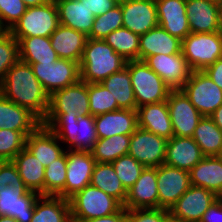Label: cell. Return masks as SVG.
Instances as JSON below:
<instances>
[{"label": "cell", "mask_w": 222, "mask_h": 222, "mask_svg": "<svg viewBox=\"0 0 222 222\" xmlns=\"http://www.w3.org/2000/svg\"><path fill=\"white\" fill-rule=\"evenodd\" d=\"M186 14L191 33L220 31L218 2L214 0H186Z\"/></svg>", "instance_id": "44dd1931"}, {"label": "cell", "mask_w": 222, "mask_h": 222, "mask_svg": "<svg viewBox=\"0 0 222 222\" xmlns=\"http://www.w3.org/2000/svg\"><path fill=\"white\" fill-rule=\"evenodd\" d=\"M204 156H220L222 153V131L209 116H203L192 135Z\"/></svg>", "instance_id": "d590c367"}, {"label": "cell", "mask_w": 222, "mask_h": 222, "mask_svg": "<svg viewBox=\"0 0 222 222\" xmlns=\"http://www.w3.org/2000/svg\"><path fill=\"white\" fill-rule=\"evenodd\" d=\"M41 124L54 132L59 141L69 144L70 150L91 152L98 139L92 115L45 117Z\"/></svg>", "instance_id": "3957f363"}, {"label": "cell", "mask_w": 222, "mask_h": 222, "mask_svg": "<svg viewBox=\"0 0 222 222\" xmlns=\"http://www.w3.org/2000/svg\"><path fill=\"white\" fill-rule=\"evenodd\" d=\"M123 27L121 5L95 17L93 28L88 36L91 39H104L111 32Z\"/></svg>", "instance_id": "b9f144b4"}, {"label": "cell", "mask_w": 222, "mask_h": 222, "mask_svg": "<svg viewBox=\"0 0 222 222\" xmlns=\"http://www.w3.org/2000/svg\"><path fill=\"white\" fill-rule=\"evenodd\" d=\"M90 184L114 197L124 205L127 198V190L115 173L112 163L96 162Z\"/></svg>", "instance_id": "e575fe53"}, {"label": "cell", "mask_w": 222, "mask_h": 222, "mask_svg": "<svg viewBox=\"0 0 222 222\" xmlns=\"http://www.w3.org/2000/svg\"><path fill=\"white\" fill-rule=\"evenodd\" d=\"M220 38H221V58H222V31H220Z\"/></svg>", "instance_id": "680465c9"}, {"label": "cell", "mask_w": 222, "mask_h": 222, "mask_svg": "<svg viewBox=\"0 0 222 222\" xmlns=\"http://www.w3.org/2000/svg\"><path fill=\"white\" fill-rule=\"evenodd\" d=\"M182 52V40L172 36L161 26L140 35L139 60L157 54H177Z\"/></svg>", "instance_id": "4316f807"}, {"label": "cell", "mask_w": 222, "mask_h": 222, "mask_svg": "<svg viewBox=\"0 0 222 222\" xmlns=\"http://www.w3.org/2000/svg\"><path fill=\"white\" fill-rule=\"evenodd\" d=\"M174 136L192 137L203 115L181 89L171 90L166 100Z\"/></svg>", "instance_id": "7c38bea8"}, {"label": "cell", "mask_w": 222, "mask_h": 222, "mask_svg": "<svg viewBox=\"0 0 222 222\" xmlns=\"http://www.w3.org/2000/svg\"><path fill=\"white\" fill-rule=\"evenodd\" d=\"M27 7H33V6H41L46 3H48L51 0H22Z\"/></svg>", "instance_id": "db71d44e"}, {"label": "cell", "mask_w": 222, "mask_h": 222, "mask_svg": "<svg viewBox=\"0 0 222 222\" xmlns=\"http://www.w3.org/2000/svg\"><path fill=\"white\" fill-rule=\"evenodd\" d=\"M0 222H18V221L10 216L0 215Z\"/></svg>", "instance_id": "11a10c76"}, {"label": "cell", "mask_w": 222, "mask_h": 222, "mask_svg": "<svg viewBox=\"0 0 222 222\" xmlns=\"http://www.w3.org/2000/svg\"><path fill=\"white\" fill-rule=\"evenodd\" d=\"M218 11H219L220 31H222V0L218 2Z\"/></svg>", "instance_id": "9f6ffc18"}, {"label": "cell", "mask_w": 222, "mask_h": 222, "mask_svg": "<svg viewBox=\"0 0 222 222\" xmlns=\"http://www.w3.org/2000/svg\"><path fill=\"white\" fill-rule=\"evenodd\" d=\"M29 64L34 75L49 95L81 80L80 65L72 60L58 59L54 63Z\"/></svg>", "instance_id": "9c48e42d"}, {"label": "cell", "mask_w": 222, "mask_h": 222, "mask_svg": "<svg viewBox=\"0 0 222 222\" xmlns=\"http://www.w3.org/2000/svg\"><path fill=\"white\" fill-rule=\"evenodd\" d=\"M38 196L27 187L0 188V215L10 216L18 222H30Z\"/></svg>", "instance_id": "ac0fdd59"}, {"label": "cell", "mask_w": 222, "mask_h": 222, "mask_svg": "<svg viewBox=\"0 0 222 222\" xmlns=\"http://www.w3.org/2000/svg\"><path fill=\"white\" fill-rule=\"evenodd\" d=\"M67 151L45 167L44 195L57 196L66 183Z\"/></svg>", "instance_id": "f35d334b"}, {"label": "cell", "mask_w": 222, "mask_h": 222, "mask_svg": "<svg viewBox=\"0 0 222 222\" xmlns=\"http://www.w3.org/2000/svg\"><path fill=\"white\" fill-rule=\"evenodd\" d=\"M126 61L139 60L140 35L121 27L103 39Z\"/></svg>", "instance_id": "74e56055"}, {"label": "cell", "mask_w": 222, "mask_h": 222, "mask_svg": "<svg viewBox=\"0 0 222 222\" xmlns=\"http://www.w3.org/2000/svg\"><path fill=\"white\" fill-rule=\"evenodd\" d=\"M90 115L97 116L120 109L117 101L101 83H88Z\"/></svg>", "instance_id": "ab89813d"}, {"label": "cell", "mask_w": 222, "mask_h": 222, "mask_svg": "<svg viewBox=\"0 0 222 222\" xmlns=\"http://www.w3.org/2000/svg\"><path fill=\"white\" fill-rule=\"evenodd\" d=\"M131 135H114L98 138L91 154L96 162L112 163L121 156L128 155Z\"/></svg>", "instance_id": "8d00e7d4"}, {"label": "cell", "mask_w": 222, "mask_h": 222, "mask_svg": "<svg viewBox=\"0 0 222 222\" xmlns=\"http://www.w3.org/2000/svg\"><path fill=\"white\" fill-rule=\"evenodd\" d=\"M0 94L15 104L27 108L41 122L49 109V94L34 75L29 63L18 60L0 83Z\"/></svg>", "instance_id": "6da1fadb"}, {"label": "cell", "mask_w": 222, "mask_h": 222, "mask_svg": "<svg viewBox=\"0 0 222 222\" xmlns=\"http://www.w3.org/2000/svg\"><path fill=\"white\" fill-rule=\"evenodd\" d=\"M167 141L138 127L131 134L128 155L145 167H158L164 164Z\"/></svg>", "instance_id": "8fae6325"}, {"label": "cell", "mask_w": 222, "mask_h": 222, "mask_svg": "<svg viewBox=\"0 0 222 222\" xmlns=\"http://www.w3.org/2000/svg\"><path fill=\"white\" fill-rule=\"evenodd\" d=\"M190 186L188 171L166 164L157 167L159 208L170 210Z\"/></svg>", "instance_id": "5bb4252c"}, {"label": "cell", "mask_w": 222, "mask_h": 222, "mask_svg": "<svg viewBox=\"0 0 222 222\" xmlns=\"http://www.w3.org/2000/svg\"><path fill=\"white\" fill-rule=\"evenodd\" d=\"M59 23L89 36L95 16L80 0H55Z\"/></svg>", "instance_id": "f1b7e54d"}, {"label": "cell", "mask_w": 222, "mask_h": 222, "mask_svg": "<svg viewBox=\"0 0 222 222\" xmlns=\"http://www.w3.org/2000/svg\"><path fill=\"white\" fill-rule=\"evenodd\" d=\"M182 54L192 71H203L221 58L220 31L188 34L182 40Z\"/></svg>", "instance_id": "52a82bcc"}, {"label": "cell", "mask_w": 222, "mask_h": 222, "mask_svg": "<svg viewBox=\"0 0 222 222\" xmlns=\"http://www.w3.org/2000/svg\"><path fill=\"white\" fill-rule=\"evenodd\" d=\"M218 198L208 189L191 185L171 207L169 213L185 222H200L203 214Z\"/></svg>", "instance_id": "2e32d148"}, {"label": "cell", "mask_w": 222, "mask_h": 222, "mask_svg": "<svg viewBox=\"0 0 222 222\" xmlns=\"http://www.w3.org/2000/svg\"><path fill=\"white\" fill-rule=\"evenodd\" d=\"M172 89H181L192 72L182 52L177 54H157L143 60Z\"/></svg>", "instance_id": "9a60e30c"}, {"label": "cell", "mask_w": 222, "mask_h": 222, "mask_svg": "<svg viewBox=\"0 0 222 222\" xmlns=\"http://www.w3.org/2000/svg\"><path fill=\"white\" fill-rule=\"evenodd\" d=\"M49 38L59 59H68L80 63L88 36L59 24Z\"/></svg>", "instance_id": "484cf974"}, {"label": "cell", "mask_w": 222, "mask_h": 222, "mask_svg": "<svg viewBox=\"0 0 222 222\" xmlns=\"http://www.w3.org/2000/svg\"><path fill=\"white\" fill-rule=\"evenodd\" d=\"M30 222H72L69 200L60 196L39 195Z\"/></svg>", "instance_id": "1f68e13d"}, {"label": "cell", "mask_w": 222, "mask_h": 222, "mask_svg": "<svg viewBox=\"0 0 222 222\" xmlns=\"http://www.w3.org/2000/svg\"><path fill=\"white\" fill-rule=\"evenodd\" d=\"M126 209L159 208L157 167H145L136 183L127 190Z\"/></svg>", "instance_id": "d6986e66"}, {"label": "cell", "mask_w": 222, "mask_h": 222, "mask_svg": "<svg viewBox=\"0 0 222 222\" xmlns=\"http://www.w3.org/2000/svg\"><path fill=\"white\" fill-rule=\"evenodd\" d=\"M138 127L167 140L174 136L166 101L137 107Z\"/></svg>", "instance_id": "cb8c5ba5"}, {"label": "cell", "mask_w": 222, "mask_h": 222, "mask_svg": "<svg viewBox=\"0 0 222 222\" xmlns=\"http://www.w3.org/2000/svg\"><path fill=\"white\" fill-rule=\"evenodd\" d=\"M58 141L54 132L40 124L27 136L25 147L46 167L66 152Z\"/></svg>", "instance_id": "d4e9b609"}, {"label": "cell", "mask_w": 222, "mask_h": 222, "mask_svg": "<svg viewBox=\"0 0 222 222\" xmlns=\"http://www.w3.org/2000/svg\"><path fill=\"white\" fill-rule=\"evenodd\" d=\"M165 222H185L179 218H176L174 216H172L171 214H169L167 217H166V220Z\"/></svg>", "instance_id": "6f0895ef"}, {"label": "cell", "mask_w": 222, "mask_h": 222, "mask_svg": "<svg viewBox=\"0 0 222 222\" xmlns=\"http://www.w3.org/2000/svg\"><path fill=\"white\" fill-rule=\"evenodd\" d=\"M137 107L166 101L172 90L144 61H127Z\"/></svg>", "instance_id": "277c9868"}, {"label": "cell", "mask_w": 222, "mask_h": 222, "mask_svg": "<svg viewBox=\"0 0 222 222\" xmlns=\"http://www.w3.org/2000/svg\"><path fill=\"white\" fill-rule=\"evenodd\" d=\"M169 214L162 208L127 209V222H165Z\"/></svg>", "instance_id": "bcb514c9"}, {"label": "cell", "mask_w": 222, "mask_h": 222, "mask_svg": "<svg viewBox=\"0 0 222 222\" xmlns=\"http://www.w3.org/2000/svg\"><path fill=\"white\" fill-rule=\"evenodd\" d=\"M212 81L222 89V58L217 59L213 64L203 70Z\"/></svg>", "instance_id": "816d5d0a"}, {"label": "cell", "mask_w": 222, "mask_h": 222, "mask_svg": "<svg viewBox=\"0 0 222 222\" xmlns=\"http://www.w3.org/2000/svg\"><path fill=\"white\" fill-rule=\"evenodd\" d=\"M181 90L203 116H210L222 104V89L204 71H192Z\"/></svg>", "instance_id": "30bf717a"}, {"label": "cell", "mask_w": 222, "mask_h": 222, "mask_svg": "<svg viewBox=\"0 0 222 222\" xmlns=\"http://www.w3.org/2000/svg\"><path fill=\"white\" fill-rule=\"evenodd\" d=\"M127 61L103 39L88 38L79 63L81 81L101 83L124 67Z\"/></svg>", "instance_id": "7a4b0ae2"}, {"label": "cell", "mask_w": 222, "mask_h": 222, "mask_svg": "<svg viewBox=\"0 0 222 222\" xmlns=\"http://www.w3.org/2000/svg\"><path fill=\"white\" fill-rule=\"evenodd\" d=\"M33 131L0 129V162L11 161L26 146V138Z\"/></svg>", "instance_id": "60d3db41"}, {"label": "cell", "mask_w": 222, "mask_h": 222, "mask_svg": "<svg viewBox=\"0 0 222 222\" xmlns=\"http://www.w3.org/2000/svg\"><path fill=\"white\" fill-rule=\"evenodd\" d=\"M123 27L138 35L158 26L157 6L154 0H122Z\"/></svg>", "instance_id": "e0dca14e"}, {"label": "cell", "mask_w": 222, "mask_h": 222, "mask_svg": "<svg viewBox=\"0 0 222 222\" xmlns=\"http://www.w3.org/2000/svg\"><path fill=\"white\" fill-rule=\"evenodd\" d=\"M95 164L96 160L91 152L67 149L65 188L57 196L69 200L89 185Z\"/></svg>", "instance_id": "4fadbf2b"}, {"label": "cell", "mask_w": 222, "mask_h": 222, "mask_svg": "<svg viewBox=\"0 0 222 222\" xmlns=\"http://www.w3.org/2000/svg\"><path fill=\"white\" fill-rule=\"evenodd\" d=\"M203 157L192 137L173 136L167 141L164 164L189 172Z\"/></svg>", "instance_id": "603a6c76"}, {"label": "cell", "mask_w": 222, "mask_h": 222, "mask_svg": "<svg viewBox=\"0 0 222 222\" xmlns=\"http://www.w3.org/2000/svg\"><path fill=\"white\" fill-rule=\"evenodd\" d=\"M41 121L27 108L21 107L0 94V129L34 131Z\"/></svg>", "instance_id": "f546056e"}, {"label": "cell", "mask_w": 222, "mask_h": 222, "mask_svg": "<svg viewBox=\"0 0 222 222\" xmlns=\"http://www.w3.org/2000/svg\"><path fill=\"white\" fill-rule=\"evenodd\" d=\"M71 220L100 218L117 213L123 205L91 184L69 199Z\"/></svg>", "instance_id": "5b68a950"}, {"label": "cell", "mask_w": 222, "mask_h": 222, "mask_svg": "<svg viewBox=\"0 0 222 222\" xmlns=\"http://www.w3.org/2000/svg\"><path fill=\"white\" fill-rule=\"evenodd\" d=\"M26 187L12 161L0 162V188Z\"/></svg>", "instance_id": "7dc6e473"}, {"label": "cell", "mask_w": 222, "mask_h": 222, "mask_svg": "<svg viewBox=\"0 0 222 222\" xmlns=\"http://www.w3.org/2000/svg\"><path fill=\"white\" fill-rule=\"evenodd\" d=\"M95 17L103 15L119 4L118 0H80Z\"/></svg>", "instance_id": "c3c4849f"}, {"label": "cell", "mask_w": 222, "mask_h": 222, "mask_svg": "<svg viewBox=\"0 0 222 222\" xmlns=\"http://www.w3.org/2000/svg\"><path fill=\"white\" fill-rule=\"evenodd\" d=\"M72 222H127V209L122 207L117 213L86 220H71Z\"/></svg>", "instance_id": "f907efd6"}, {"label": "cell", "mask_w": 222, "mask_h": 222, "mask_svg": "<svg viewBox=\"0 0 222 222\" xmlns=\"http://www.w3.org/2000/svg\"><path fill=\"white\" fill-rule=\"evenodd\" d=\"M55 0L41 6L27 7L26 12L9 30L14 38L50 37L59 25Z\"/></svg>", "instance_id": "8992f818"}, {"label": "cell", "mask_w": 222, "mask_h": 222, "mask_svg": "<svg viewBox=\"0 0 222 222\" xmlns=\"http://www.w3.org/2000/svg\"><path fill=\"white\" fill-rule=\"evenodd\" d=\"M19 45V59L26 63H54L59 59L49 37L15 38Z\"/></svg>", "instance_id": "d6a6232c"}, {"label": "cell", "mask_w": 222, "mask_h": 222, "mask_svg": "<svg viewBox=\"0 0 222 222\" xmlns=\"http://www.w3.org/2000/svg\"><path fill=\"white\" fill-rule=\"evenodd\" d=\"M112 165L114 167L115 173L126 190H128L136 183L145 168V166L137 162L130 155L119 157L114 162H112Z\"/></svg>", "instance_id": "ee69618b"}, {"label": "cell", "mask_w": 222, "mask_h": 222, "mask_svg": "<svg viewBox=\"0 0 222 222\" xmlns=\"http://www.w3.org/2000/svg\"><path fill=\"white\" fill-rule=\"evenodd\" d=\"M24 185L39 195H44L45 166L25 147L12 160Z\"/></svg>", "instance_id": "4dcf8cb0"}, {"label": "cell", "mask_w": 222, "mask_h": 222, "mask_svg": "<svg viewBox=\"0 0 222 222\" xmlns=\"http://www.w3.org/2000/svg\"><path fill=\"white\" fill-rule=\"evenodd\" d=\"M158 25L183 40L191 33L186 14V0H155Z\"/></svg>", "instance_id": "ffe728a7"}, {"label": "cell", "mask_w": 222, "mask_h": 222, "mask_svg": "<svg viewBox=\"0 0 222 222\" xmlns=\"http://www.w3.org/2000/svg\"><path fill=\"white\" fill-rule=\"evenodd\" d=\"M26 10L22 0H0V30L9 31Z\"/></svg>", "instance_id": "f6af8a7d"}, {"label": "cell", "mask_w": 222, "mask_h": 222, "mask_svg": "<svg viewBox=\"0 0 222 222\" xmlns=\"http://www.w3.org/2000/svg\"><path fill=\"white\" fill-rule=\"evenodd\" d=\"M19 60L18 41L9 31L0 30V83L7 71Z\"/></svg>", "instance_id": "7bdbcfd3"}, {"label": "cell", "mask_w": 222, "mask_h": 222, "mask_svg": "<svg viewBox=\"0 0 222 222\" xmlns=\"http://www.w3.org/2000/svg\"><path fill=\"white\" fill-rule=\"evenodd\" d=\"M90 115L88 83H78L54 91L49 96L46 117H79Z\"/></svg>", "instance_id": "ba28073f"}, {"label": "cell", "mask_w": 222, "mask_h": 222, "mask_svg": "<svg viewBox=\"0 0 222 222\" xmlns=\"http://www.w3.org/2000/svg\"><path fill=\"white\" fill-rule=\"evenodd\" d=\"M222 131V104L209 116Z\"/></svg>", "instance_id": "f5cc1de1"}, {"label": "cell", "mask_w": 222, "mask_h": 222, "mask_svg": "<svg viewBox=\"0 0 222 222\" xmlns=\"http://www.w3.org/2000/svg\"><path fill=\"white\" fill-rule=\"evenodd\" d=\"M98 138L131 135L138 128L137 111L118 109L94 117Z\"/></svg>", "instance_id": "7402d4cb"}, {"label": "cell", "mask_w": 222, "mask_h": 222, "mask_svg": "<svg viewBox=\"0 0 222 222\" xmlns=\"http://www.w3.org/2000/svg\"><path fill=\"white\" fill-rule=\"evenodd\" d=\"M200 222H222V198H218L211 204Z\"/></svg>", "instance_id": "681fc988"}, {"label": "cell", "mask_w": 222, "mask_h": 222, "mask_svg": "<svg viewBox=\"0 0 222 222\" xmlns=\"http://www.w3.org/2000/svg\"><path fill=\"white\" fill-rule=\"evenodd\" d=\"M191 185L203 187L222 198V158L204 156L190 171Z\"/></svg>", "instance_id": "83f0119b"}, {"label": "cell", "mask_w": 222, "mask_h": 222, "mask_svg": "<svg viewBox=\"0 0 222 222\" xmlns=\"http://www.w3.org/2000/svg\"><path fill=\"white\" fill-rule=\"evenodd\" d=\"M101 84L110 91L113 98L116 99L120 109H137L131 77L127 67L111 74L103 80Z\"/></svg>", "instance_id": "836d02e7"}]
</instances>
